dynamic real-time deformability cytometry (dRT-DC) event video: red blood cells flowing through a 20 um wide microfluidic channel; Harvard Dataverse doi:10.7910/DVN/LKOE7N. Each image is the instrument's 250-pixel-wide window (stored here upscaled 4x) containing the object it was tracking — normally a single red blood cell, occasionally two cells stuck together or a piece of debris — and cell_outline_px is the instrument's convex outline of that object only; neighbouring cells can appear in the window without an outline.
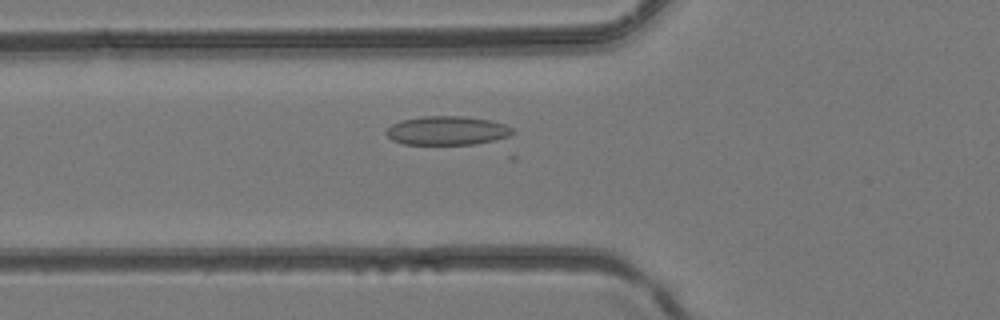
{"species": "common noctule bat (a hibernating species)", "species_latin": "Nyctalus noctula", "temperature_condition": "room temperature", "stored_images_in_passage": 40, "camera_frame_rate_fps": 3000, "um_per_image_px": 0.085, "animal": {"sex": "female", "body_mass_g": 24.6, "forearm_length_mm": 56.2}, "frame": {"image": 1, "passage_image": 13, "time_ms": 4.0, "image_size_px": [1000, 320], "cell_outline_px": [[516, 132], [508, 136], [476, 144], [404, 144], [392, 140], [384, 132], [392, 124], [400, 120], [424, 116], [464, 116], [492, 120], [504, 124], [512, 128]], "centroid_in_image_um": [38.0, 11.09], "position_along_channel_um": 87.8, "area_um2": 21.27}}
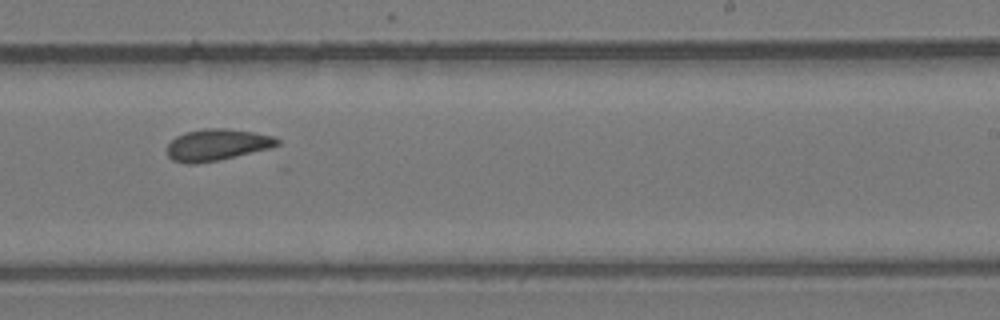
{"frame": {"image": 2, "passage_image": 24, "time_ms": 7.667, "image_size_px": [1000, 320], "cell_outline_px": [[280, 144], [272, 148], [220, 160], [196, 164], [188, 164], [172, 160], [168, 156], [168, 144], [176, 136], [184, 132], [204, 128], [228, 128], [276, 136], [280, 140]], "centroid_in_image_um": [18.48, 12.31], "position_along_channel_um": 270.5, "area_um2": 20.58}}
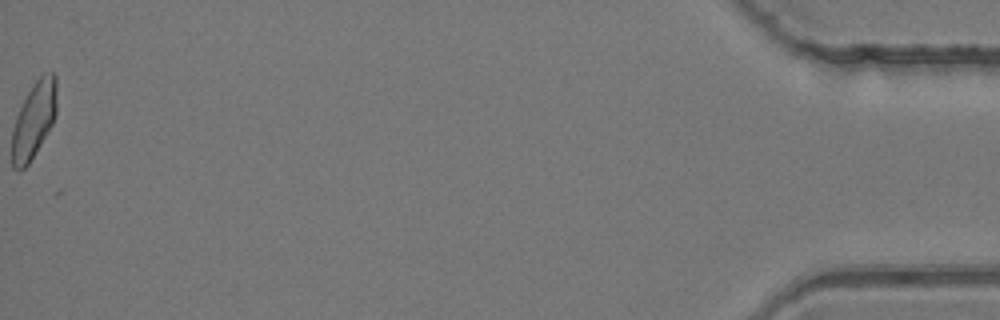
{"frame": {"image": 3, "passage_image": 40, "time_ms": 13.0, "image_size_px": [1000, 320], "cell_outline_px": [[56, 116], [52, 124], [28, 164], [20, 172], [12, 168], [12, 128], [16, 116], [32, 84], [44, 72], [52, 72], [56, 76]], "centroid_in_image_um": [2.87, 10.19], "position_along_channel_um": 432.3, "area_um2": 19.83}}